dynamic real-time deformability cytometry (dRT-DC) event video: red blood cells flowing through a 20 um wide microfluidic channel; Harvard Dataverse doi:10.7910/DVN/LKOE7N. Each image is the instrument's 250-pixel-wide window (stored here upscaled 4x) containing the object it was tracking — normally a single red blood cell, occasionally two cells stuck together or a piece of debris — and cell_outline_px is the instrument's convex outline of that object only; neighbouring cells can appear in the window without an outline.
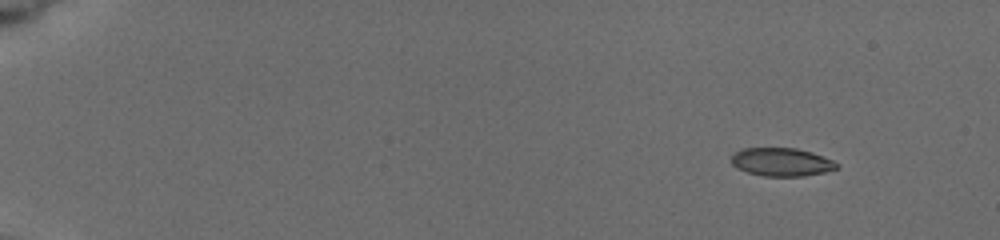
{"species": "common noctule bat (a hibernating species)", "species_latin": "Nyctalus noctula", "temperature_condition": "cold", "stored_images_in_passage": 62, "camera_frame_rate_fps": 3000, "um_per_image_px": 0.085, "animal": {"sex": "female", "body_mass_g": 19.5, "forearm_length_mm": 54.1}, "frame": {"image": 1, "passage_image": 1, "time_ms": 0.0, "image_size_px": [1000, 240], "cell_outline_px": [[840, 168], [824, 172], [804, 176], [764, 176], [748, 172], [736, 168], [732, 164], [732, 156], [740, 148], [796, 148], [812, 152], [832, 160], [840, 164]], "centroid_in_image_um": [66.45, 13.77], "position_along_channel_um": 18.5, "area_um2": 17.4}}
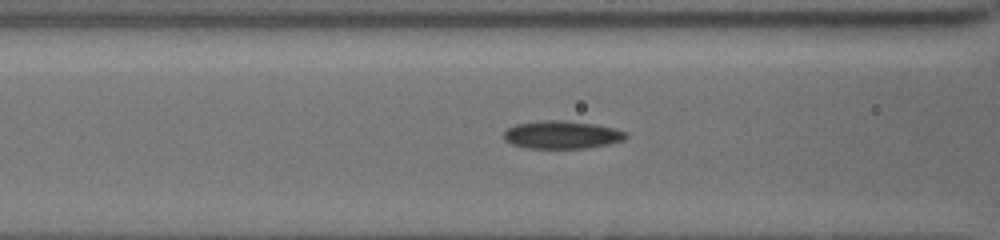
{"frame": {"image": 2, "passage_image": 27, "time_ms": 6.333, "image_size_px": [1000, 240], "cell_outline_px": [[628, 136], [624, 140], [608, 144], [588, 148], [524, 148], [512, 144], [504, 140], [504, 132], [508, 128], [516, 124], [544, 120], [564, 120], [596, 124], [612, 128], [624, 132]], "centroid_in_image_um": [47.74, 11.46], "position_along_channel_um": 118.9, "area_um2": 19.83}}
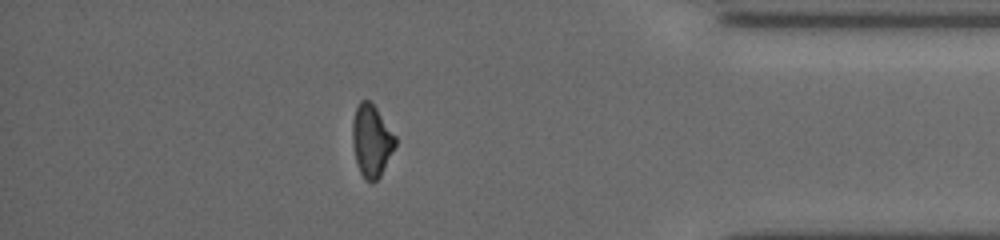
{"frame": {"image": 3, "passage_image": 52, "time_ms": 14.333, "image_size_px": [1000, 240], "cell_outline_px": [[396, 144], [380, 176], [372, 184], [364, 180], [360, 172], [356, 160], [352, 144], [352, 120], [356, 108], [360, 100], [368, 100], [376, 108], [396, 136]], "centroid_in_image_um": [31.56, 11.98], "position_along_channel_um": 403.6, "area_um2": 17.98}, "authors_computed_cell_mechanics": {"area_um2": 18.4671, "velocity_mm_per_s": 3.8713, "shape_relaxation_time_tau1_ms": null, "shape_relaxation_time_tau2_ms": 5.864, "deformation_change_tau1": null, "deformation_change_tau2": 0.1008}}